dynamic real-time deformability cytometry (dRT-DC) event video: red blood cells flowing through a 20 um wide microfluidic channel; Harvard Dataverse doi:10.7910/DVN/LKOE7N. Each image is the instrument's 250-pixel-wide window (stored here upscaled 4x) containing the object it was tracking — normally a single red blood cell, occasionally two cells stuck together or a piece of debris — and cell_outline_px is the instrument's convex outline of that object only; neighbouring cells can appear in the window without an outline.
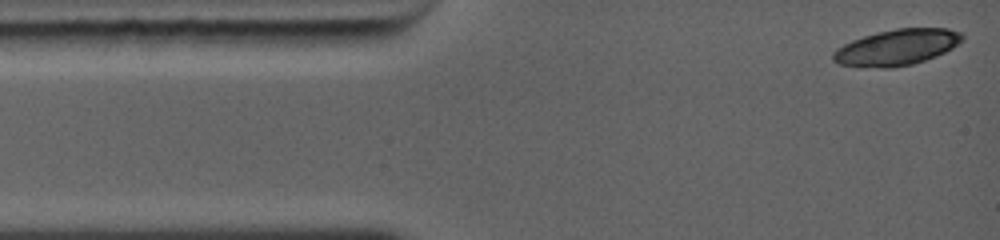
{"species": "common noctule bat (a hibernating species)", "species_latin": "Nyctalus noctula", "temperature_condition": "warm", "stored_images_in_passage": 8, "camera_frame_rate_fps": 5000, "um_per_image_px": 0.085, "animal": {"sex": "female", "body_mass_g": 19.0, "forearm_length_mm": 56.7}, "frame": {"image": 1, "passage_image": 1, "time_ms": 0.0, "image_size_px": [1000, 240], "cell_outline_px": [[964, 36], [952, 48], [936, 56], [912, 64], [888, 68], [884, 68], [840, 64], [832, 60], [832, 52], [836, 48], [852, 40], [864, 36], [896, 28], [948, 28], [964, 32]], "centroid_in_image_um": [76.24, 4.01], "position_along_channel_um": 8.8, "area_um2": 26.82}}